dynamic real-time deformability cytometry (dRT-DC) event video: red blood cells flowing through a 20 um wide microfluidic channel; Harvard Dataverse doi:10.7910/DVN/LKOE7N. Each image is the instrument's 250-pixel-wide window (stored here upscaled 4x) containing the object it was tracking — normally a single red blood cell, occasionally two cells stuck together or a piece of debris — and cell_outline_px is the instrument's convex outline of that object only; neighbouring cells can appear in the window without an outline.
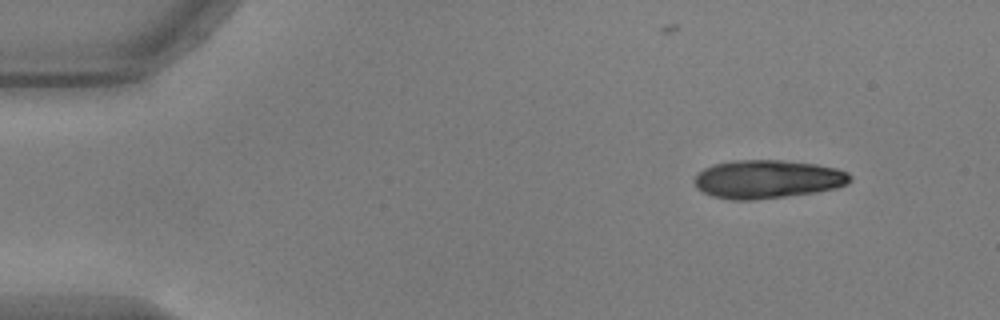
{"species": "common noctule bat (a hibernating species)", "species_latin": "Nyctalus noctula", "temperature_condition": "warm", "stored_images_in_passage": 49, "camera_frame_rate_fps": 3000, "um_per_image_px": 0.085, "animal": {"sex": "male", "body_mass_g": 17.9, "forearm_length_mm": 54.2}, "frame": {"image": 1, "passage_image": 1, "time_ms": 0.0, "image_size_px": [1000, 320], "cell_outline_px": [[852, 180], [848, 184], [836, 188], [816, 192], [752, 200], [732, 200], [712, 196], [696, 188], [692, 180], [704, 168], [712, 164], [732, 160], [780, 160], [816, 164], [836, 168], [848, 172], [852, 176]], "centroid_in_image_um": [65.23, 15.22], "position_along_channel_um": 19.8, "area_um2": 35.03}}
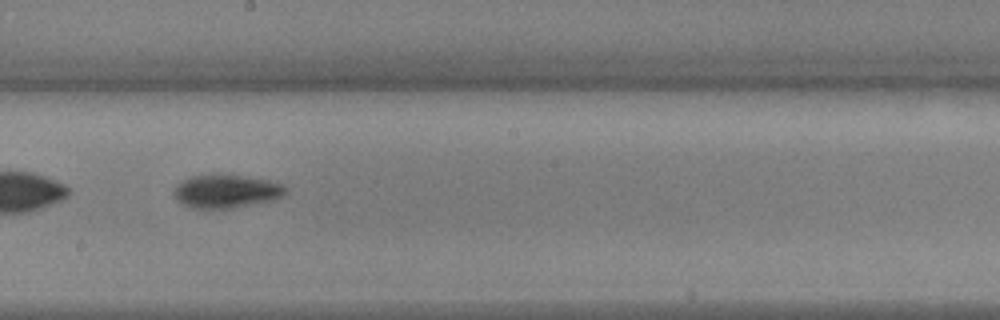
{"frame": {"image": 2, "passage_image": 26, "time_ms": 8.333, "image_size_px": [1000, 320], "cell_outline_px": [[288, 192], [284, 196], [276, 200], [232, 208], [192, 208], [176, 200], [172, 192], [184, 180], [192, 176], [240, 176], [268, 180], [284, 184], [288, 188]], "centroid_in_image_um": [19.32, 16.29], "position_along_channel_um": 228.9, "area_um2": 21.39}}
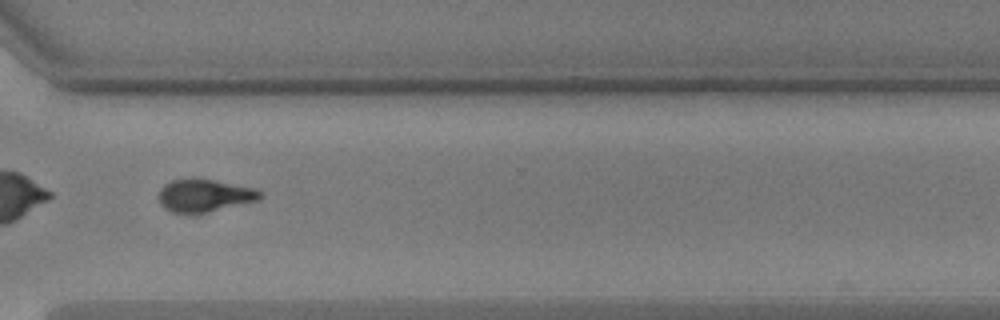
{"frame": {"image": 3, "passage_image": 36, "time_ms": 11.667, "image_size_px": [1000, 320], "cell_outline_px": [[264, 196], [260, 200], [208, 212], [172, 212], [164, 208], [160, 204], [160, 188], [164, 184], [172, 180], [212, 180], [256, 188], [264, 192]], "centroid_in_image_um": [17.45, 16.63], "position_along_channel_um": 353.1, "area_um2": 18.96}, "authors_computed_cell_mechanics": {"area_um2": 20.9236, "velocity_mm_per_s": 3.7336, "shape_relaxation_time_tau1_ms": 2.7491, "shape_relaxation_time_tau2_ms": null, "deformation_change_tau1": 0.168, "deformation_change_tau2": null}}